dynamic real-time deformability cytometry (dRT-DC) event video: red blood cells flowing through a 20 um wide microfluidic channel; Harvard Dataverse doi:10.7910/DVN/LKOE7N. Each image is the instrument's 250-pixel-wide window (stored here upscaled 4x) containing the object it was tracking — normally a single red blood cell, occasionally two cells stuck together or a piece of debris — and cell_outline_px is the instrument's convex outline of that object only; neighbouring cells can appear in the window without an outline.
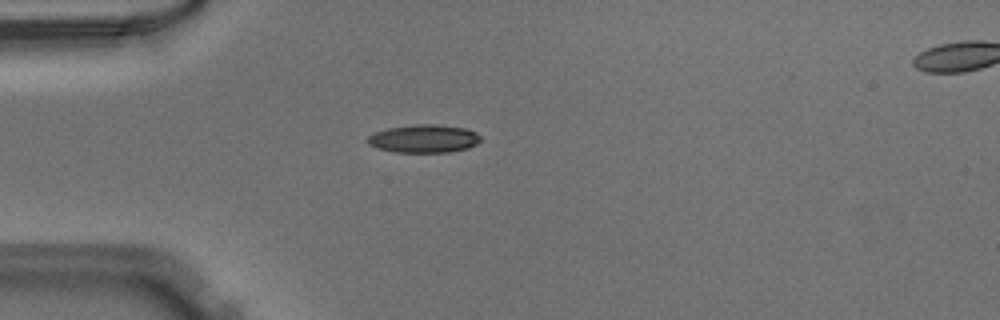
{"species": "Egyptian fruit bat (a non-hibernating species)", "species_latin": "Rousettus aegyptiacus", "temperature_condition": "warm", "stored_images_in_passage": 51, "camera_frame_rate_fps": 3000, "um_per_image_px": 0.085, "animal": {"sex": "male"}, "frame": {"image": 1, "passage_image": 14, "time_ms": 4.333, "image_size_px": [1000, 320], "cell_outline_px": [[480, 140], [476, 144], [468, 148], [448, 152], [396, 152], [376, 148], [368, 144], [368, 136], [376, 132], [388, 128], [416, 124], [436, 124], [464, 128], [476, 132], [480, 136]], "centroid_in_image_um": [36.03, 11.78], "position_along_channel_um": 49.0, "area_um2": 18.38}}
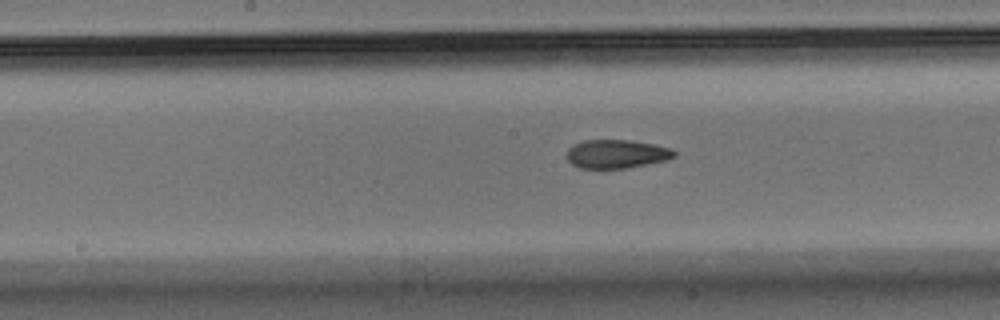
{"frame": {"image": 2, "passage_image": 26, "time_ms": 8.333, "image_size_px": [1000, 320], "cell_outline_px": [[676, 156], [668, 160], [624, 168], [580, 168], [572, 164], [568, 160], [568, 148], [572, 144], [584, 140], [628, 140], [652, 144], [672, 148], [676, 152]], "centroid_in_image_um": [52.41, 13.08], "position_along_channel_um": 195.8, "area_um2": 17.86}}
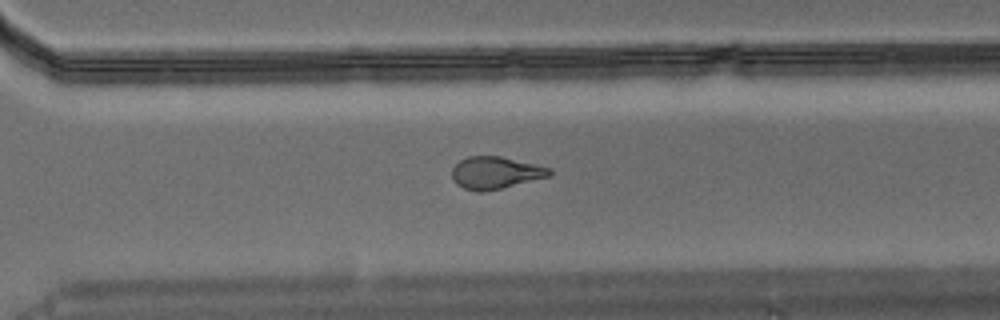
{"frame": {"image": 3, "passage_image": 36, "time_ms": 11.667, "image_size_px": [1000, 320], "cell_outline_px": [[552, 172], [548, 176], [484, 192], [480, 192], [464, 188], [456, 184], [452, 180], [452, 168], [460, 160], [468, 156], [500, 156], [536, 164], [552, 168]], "centroid_in_image_um": [42.08, 14.67], "position_along_channel_um": 328.5, "area_um2": 18.15}}